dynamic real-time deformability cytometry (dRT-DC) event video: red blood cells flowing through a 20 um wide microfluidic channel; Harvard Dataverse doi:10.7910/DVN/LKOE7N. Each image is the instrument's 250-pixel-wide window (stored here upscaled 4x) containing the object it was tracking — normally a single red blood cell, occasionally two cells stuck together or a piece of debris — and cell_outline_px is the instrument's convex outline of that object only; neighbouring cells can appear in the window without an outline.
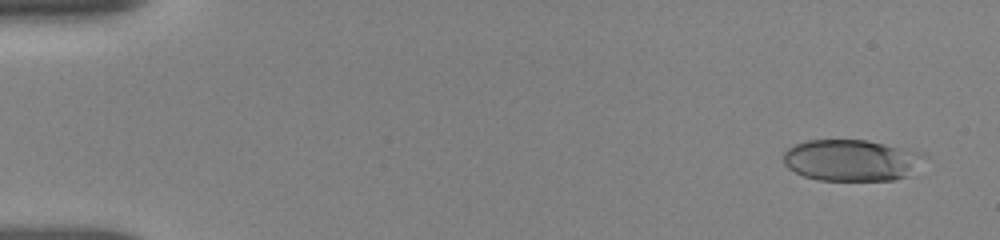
{"species": "human", "species_latin": "Homo sapiens", "temperature_condition": "room temperature", "stored_images_in_passage": 39, "camera_frame_rate_fps": 3000, "um_per_image_px": 0.085, "donor": {"sex": "female"}, "frame": {"image": 1, "passage_image": 1, "time_ms": 0.0, "image_size_px": [1000, 240], "cell_outline_px": [[928, 156], [908, 176], [892, 180], [820, 180], [804, 176], [788, 168], [784, 164], [780, 156], [788, 148], [796, 144], [808, 140], [868, 140], [924, 152]], "centroid_in_image_um": [72.38, 13.61], "position_along_channel_um": 12.6, "area_um2": 34.33}}
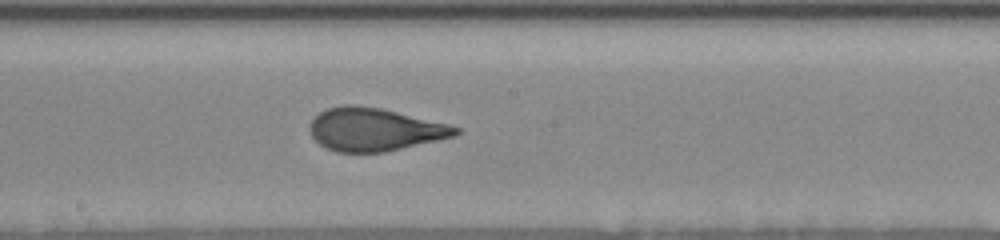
{"frame": {"image": 2, "passage_image": 22, "time_ms": 8.667, "image_size_px": [1000, 240], "cell_outline_px": [[460, 132], [456, 136], [384, 152], [336, 152], [320, 144], [312, 136], [308, 128], [312, 120], [320, 112], [328, 108], [344, 104], [352, 104], [380, 108], [448, 124], [460, 128]], "centroid_in_image_um": [31.82, 11.0], "position_along_channel_um": 216.4, "area_um2": 36.24}}
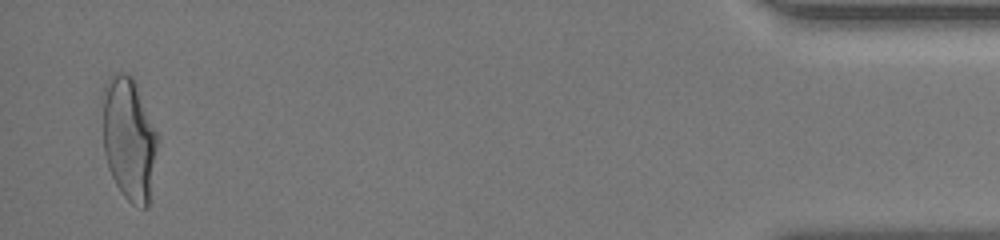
{"frame": {"image": 3, "passage_image": 39, "time_ms": 16.0, "image_size_px": [1000, 240], "cell_outline_px": [[160, 140], [148, 208], [144, 208], [132, 204], [124, 196], [116, 184], [108, 168], [104, 152], [104, 84], [112, 72], [124, 72], [132, 76]], "centroid_in_image_um": [10.99, 11.83], "position_along_channel_um": 424.2, "area_um2": 39.42}, "authors_computed_cell_mechanics": {"area_um2": 36.4718, "velocity_mm_per_s": 3.8634, "shape_relaxation_time_tau1_ms": 4.1138, "shape_relaxation_time_tau2_ms": null, "deformation_change_tau1": 0.1787, "deformation_change_tau2": null}}